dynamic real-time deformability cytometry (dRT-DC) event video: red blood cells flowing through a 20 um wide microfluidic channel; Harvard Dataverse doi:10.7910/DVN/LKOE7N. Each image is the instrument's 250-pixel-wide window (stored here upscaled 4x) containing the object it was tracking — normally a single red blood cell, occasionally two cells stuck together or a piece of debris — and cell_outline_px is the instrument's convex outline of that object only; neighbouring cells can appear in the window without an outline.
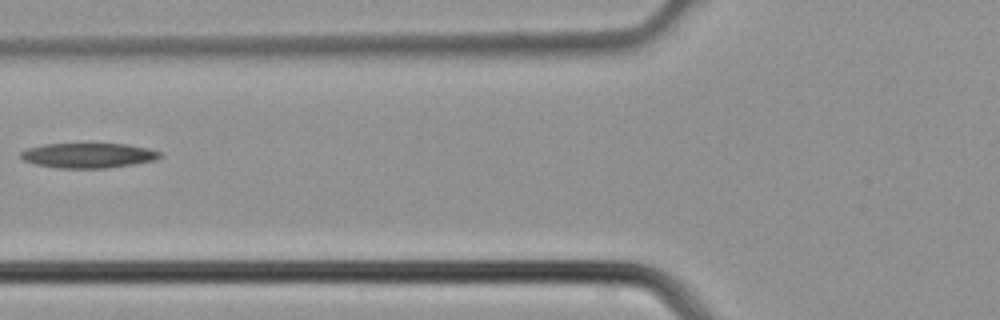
{"species": "common noctule bat (a hibernating species)", "species_latin": "Nyctalus noctula", "temperature_condition": "cold", "stored_images_in_passage": 4, "camera_frame_rate_fps": 3000, "um_per_image_px": 0.085, "animal": {"sex": "male", "body_mass_g": 21.5, "forearm_length_mm": 52.0}, "frame": {"image": 1, "passage_image": 4, "time_ms": 1.0, "image_size_px": [1000, 320], "cell_outline_px": [[164, 156], [152, 160], [132, 164], [108, 168], [56, 168], [36, 164], [24, 160], [20, 156], [20, 152], [28, 148], [44, 144], [128, 144], [148, 148], [160, 152]], "centroid_in_image_um": [7.5, 13.21], "position_along_channel_um": 118.3, "area_um2": 20.11}}